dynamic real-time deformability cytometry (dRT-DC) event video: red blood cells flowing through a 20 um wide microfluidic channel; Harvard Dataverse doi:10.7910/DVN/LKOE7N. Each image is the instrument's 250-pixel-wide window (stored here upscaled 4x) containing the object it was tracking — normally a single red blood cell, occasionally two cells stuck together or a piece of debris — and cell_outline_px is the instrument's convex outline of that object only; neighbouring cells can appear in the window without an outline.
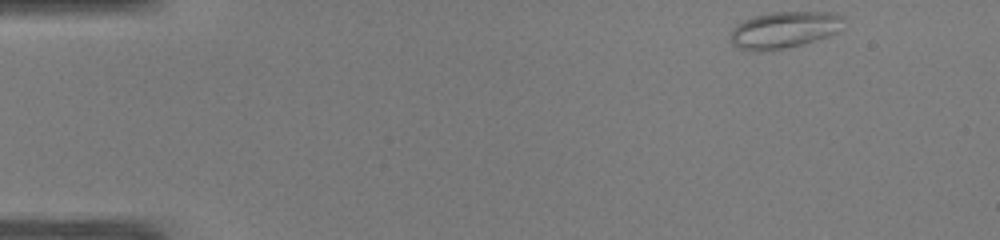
{"species": "common noctule bat (a hibernating species)", "species_latin": "Nyctalus noctula", "temperature_condition": "warm", "stored_images_in_passage": 46, "camera_frame_rate_fps": 3000, "um_per_image_px": 0.085, "animal": {"sex": "male", "body_mass_g": 19.0, "forearm_length_mm": 50.8}, "frame": {"image": 1, "passage_image": 1, "time_ms": 0.0, "image_size_px": [1000, 240], "cell_outline_px": [[844, 28], [828, 36], [804, 44], [772, 52], [752, 52], [736, 48], [728, 40], [732, 28], [736, 24], [752, 16], [772, 12], [836, 12], [844, 16]], "centroid_in_image_um": [66.62, 2.56], "position_along_channel_um": 18.4, "area_um2": 25.14}}
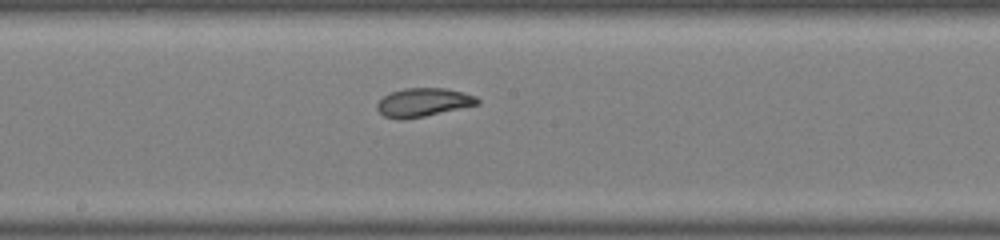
{"frame": {"image": 2, "passage_image": 23, "time_ms": 7.333, "image_size_px": [1000, 240], "cell_outline_px": [[480, 104], [424, 116], [400, 120], [396, 120], [384, 116], [376, 108], [376, 104], [384, 96], [392, 92], [404, 88], [444, 88], [464, 92], [476, 96], [480, 100]], "centroid_in_image_um": [35.98, 8.7], "position_along_channel_um": 212.2, "area_um2": 16.7}}
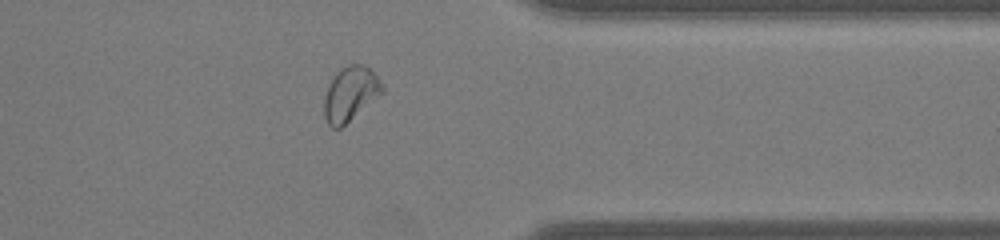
{"frame": {"image": 3, "passage_image": 36, "time_ms": 11.667, "image_size_px": [1000, 240], "cell_outline_px": [[384, 92], [340, 128], [332, 128], [328, 124], [324, 116], [324, 96], [328, 84], [336, 72], [340, 68], [348, 64], [364, 64], [376, 76], [384, 88]], "centroid_in_image_um": [29.75, 7.97], "position_along_channel_um": 381.6, "area_um2": 18.32}, "authors_computed_cell_mechanics": {"area_um2": 18.9873, "velocity_mm_per_s": 4.0713, "shape_relaxation_time_tau1_ms": null, "shape_relaxation_time_tau2_ms": 1.4296, "deformation_change_tau1": null, "deformation_change_tau2": 0.0683}}